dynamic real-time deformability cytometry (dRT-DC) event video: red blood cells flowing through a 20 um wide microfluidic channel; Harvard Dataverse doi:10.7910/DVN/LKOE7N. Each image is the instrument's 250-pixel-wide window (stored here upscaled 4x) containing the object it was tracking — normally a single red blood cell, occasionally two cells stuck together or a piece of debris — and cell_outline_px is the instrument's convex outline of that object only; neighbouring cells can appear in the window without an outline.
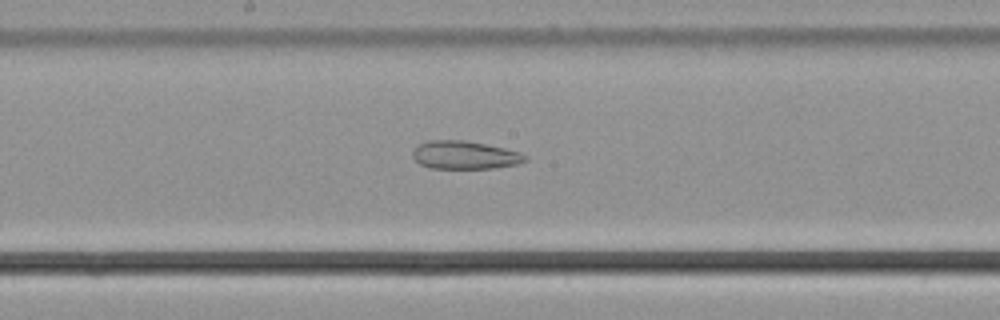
{"species": "common noctule bat (a hibernating species)", "species_latin": "Nyctalus noctula", "temperature_condition": "cold", "stored_images_in_passage": 47, "camera_frame_rate_fps": 3000, "um_per_image_px": 0.085, "animal": {"sex": "male", "body_mass_g": 21.5, "forearm_length_mm": 52.0}, "frame": {"image": 1, "passage_image": 22, "time_ms": 7.0, "image_size_px": [1000, 320], "cell_outline_px": [[528, 160], [520, 164], [492, 168], [428, 168], [420, 164], [412, 156], [412, 152], [420, 144], [428, 140], [464, 140], [504, 148], [520, 152], [528, 156]], "centroid_in_image_um": [39.53, 13.18], "position_along_channel_um": 208.7, "area_um2": 18.44}}
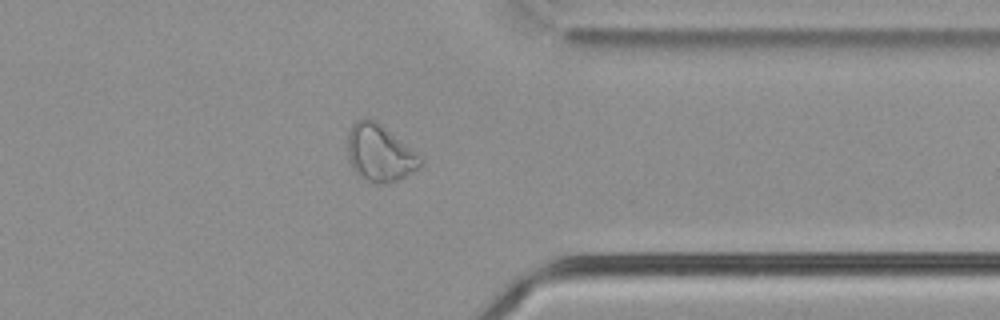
{"frame": {"image": 2, "passage_image": 36, "time_ms": 11.667, "image_size_px": [1000, 320], "cell_outline_px": [[424, 164], [420, 168], [396, 180], [384, 184], [376, 184], [356, 176], [348, 160], [348, 132], [352, 124], [356, 120], [364, 116], [368, 116], [376, 120], [424, 160]], "centroid_in_image_um": [32.23, 13.01], "position_along_channel_um": 379.2, "area_um2": 24.33}}
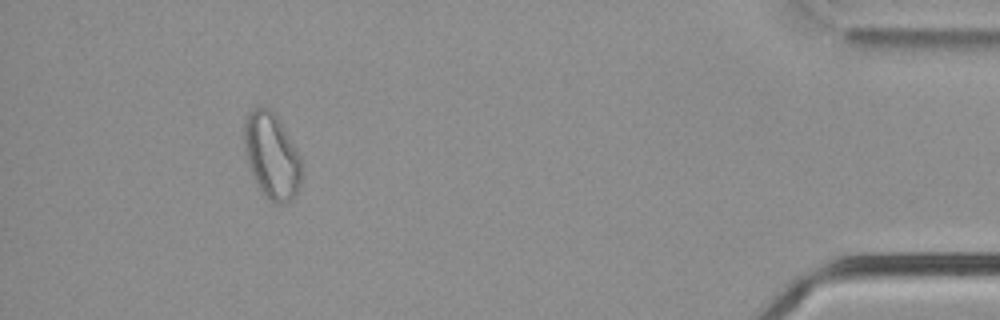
{"frame": {"image": 3, "passage_image": 43, "time_ms": 14.0, "image_size_px": [1000, 320], "cell_outline_px": [[300, 184], [296, 196], [284, 204], [276, 204], [260, 188], [252, 172], [244, 148], [244, 116], [252, 108], [268, 108], [276, 116], [284, 128], [300, 156]], "centroid_in_image_um": [23.09, 13.22], "position_along_channel_um": 412.1, "area_um2": 28.03}, "authors_computed_cell_mechanics": {"area_um2": 25.432, "velocity_mm_per_s": 3.7945, "shape_relaxation_time_tau1_ms": null, "shape_relaxation_time_tau2_ms": 3.3833, "deformation_change_tau1": null, "deformation_change_tau2": 0.1215}}